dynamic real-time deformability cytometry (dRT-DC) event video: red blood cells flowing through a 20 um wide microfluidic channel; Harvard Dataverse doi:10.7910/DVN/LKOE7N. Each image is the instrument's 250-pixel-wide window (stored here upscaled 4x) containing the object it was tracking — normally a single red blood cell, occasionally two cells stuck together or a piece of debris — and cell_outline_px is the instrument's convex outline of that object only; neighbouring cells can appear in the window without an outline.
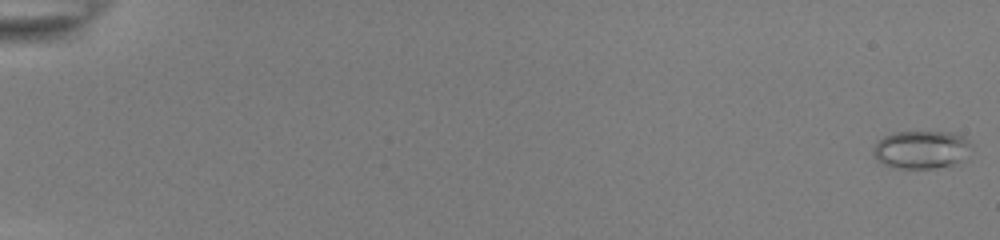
{"species": "common noctule bat (a hibernating species)", "species_latin": "Nyctalus noctula", "temperature_condition": "room temperature", "stored_images_in_passage": 54, "camera_frame_rate_fps": 3000, "um_per_image_px": 0.085, "animal": {"sex": "female", "body_mass_g": 22.0, "forearm_length_mm": 56.7}, "frame": {"image": 1, "passage_image": 1, "time_ms": 0.0, "image_size_px": [1000, 240], "cell_outline_px": [[972, 148], [964, 160], [952, 164], [936, 168], [892, 168], [876, 160], [872, 152], [872, 148], [884, 136], [892, 132], [956, 132], [964, 136], [972, 144]], "centroid_in_image_um": [78.33, 12.71], "position_along_channel_um": 6.7, "area_um2": 22.08}}
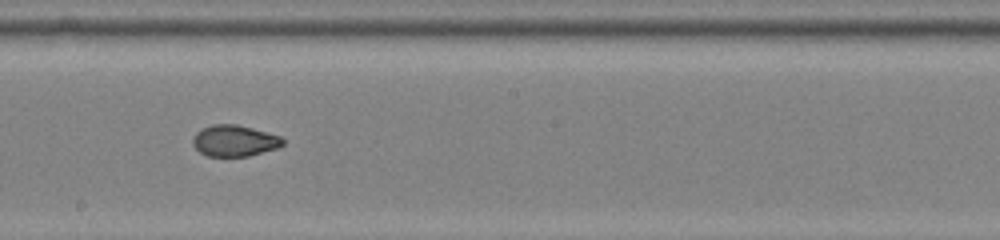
{"frame": {"image": 2, "passage_image": 33, "time_ms": 10.667, "image_size_px": [1000, 240], "cell_outline_px": [[284, 144], [276, 148], [248, 156], [208, 156], [200, 152], [192, 144], [192, 140], [196, 132], [200, 128], [212, 124], [236, 124], [252, 128], [280, 136], [284, 140]], "centroid_in_image_um": [19.89, 11.95], "position_along_channel_um": 228.3, "area_um2": 16.36}}
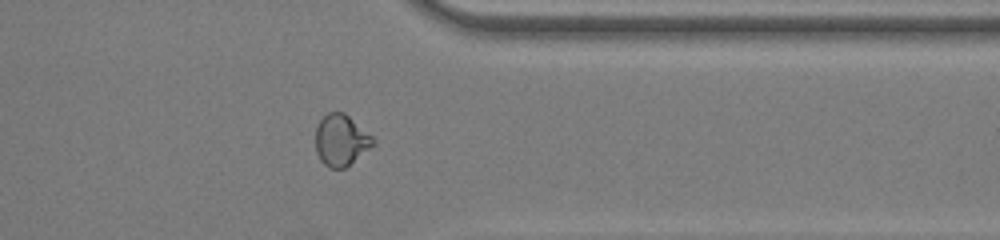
{"frame": {"image": 3, "passage_image": 45, "time_ms": 14.667, "image_size_px": [1000, 240], "cell_outline_px": [[376, 144], [344, 168], [328, 168], [320, 160], [316, 152], [316, 128], [320, 120], [328, 112], [344, 112], [372, 136], [376, 140]], "centroid_in_image_um": [28.99, 11.92], "position_along_channel_um": 382.4, "area_um2": 17.17}, "authors_computed_cell_mechanics": {"area_um2": 17.5423, "velocity_mm_per_s": 3.9067, "shape_relaxation_time_tau1_ms": null, "shape_relaxation_time_tau2_ms": 1.3466, "deformation_change_tau1": null, "deformation_change_tau2": 0.0537}}